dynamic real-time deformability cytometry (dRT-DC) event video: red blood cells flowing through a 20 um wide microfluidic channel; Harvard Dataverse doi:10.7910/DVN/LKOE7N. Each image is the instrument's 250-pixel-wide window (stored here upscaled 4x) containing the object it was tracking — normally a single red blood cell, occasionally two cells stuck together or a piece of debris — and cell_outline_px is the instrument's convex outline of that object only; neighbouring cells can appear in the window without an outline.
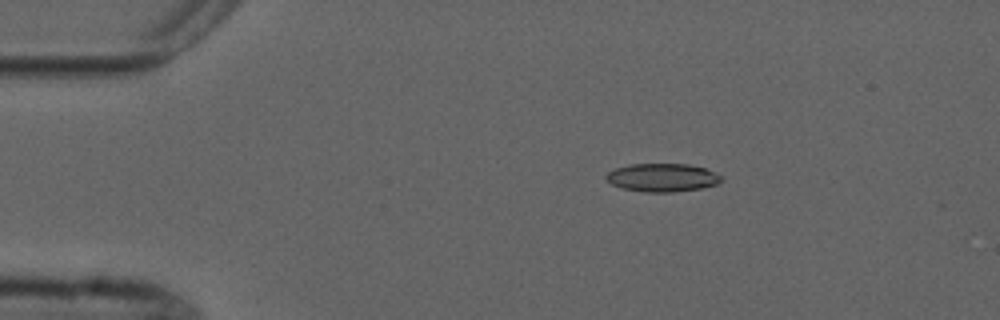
{"species": "common noctule bat (a hibernating species)", "species_latin": "Nyctalus noctula", "temperature_condition": "cold", "stored_images_in_passage": 9, "camera_frame_rate_fps": 3000, "um_per_image_px": 0.085, "animal": {"sex": "male", "forearm_length_mm": 52.5}, "frame": {"image": 1, "passage_image": 2, "time_ms": 2.0, "image_size_px": [1000, 320], "cell_outline_px": [[724, 180], [716, 184], [700, 188], [672, 192], [644, 192], [620, 188], [612, 184], [604, 176], [608, 172], [616, 168], [628, 164], [688, 164], [704, 168], [720, 176]], "centroid_in_image_um": [56.26, 15.09], "position_along_channel_um": 28.7, "area_um2": 18.84}}
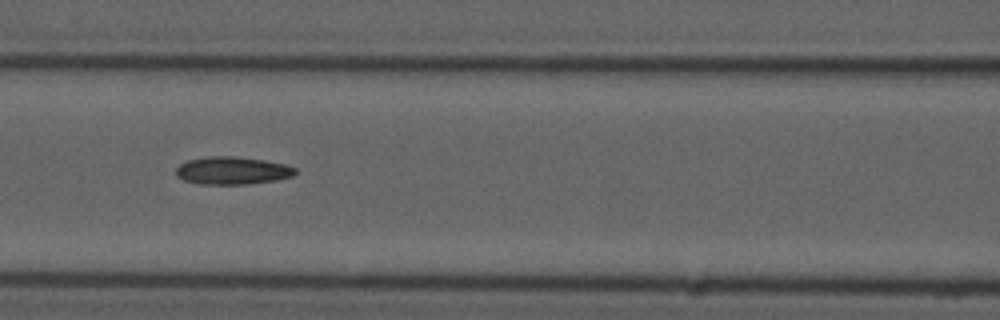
{"frame": {"image": 2, "passage_image": 6, "time_ms": 6.667, "image_size_px": [1000, 320], "cell_outline_px": [[296, 172], [292, 176], [276, 180], [248, 184], [200, 184], [184, 180], [176, 176], [176, 168], [180, 164], [188, 160], [208, 156], [236, 156], [264, 160], [284, 164], [296, 168]], "centroid_in_image_um": [19.73, 14.5], "position_along_channel_um": 146.9, "area_um2": 19.25}}
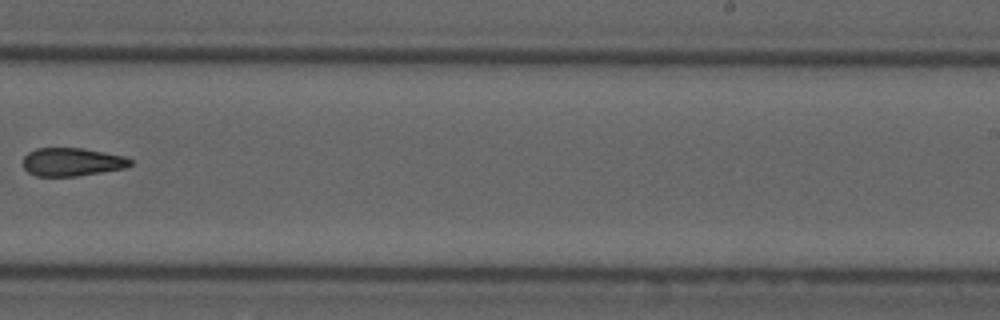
{"frame": {"image": 3, "passage_image": 9, "time_ms": 10.333, "image_size_px": [1000, 320], "cell_outline_px": [[132, 164], [128, 168], [76, 176], [36, 176], [28, 172], [24, 168], [24, 156], [28, 152], [36, 148], [84, 148], [124, 156], [132, 160]], "centroid_in_image_um": [6.14, 13.76], "position_along_channel_um": 282.9, "area_um2": 17.74}}